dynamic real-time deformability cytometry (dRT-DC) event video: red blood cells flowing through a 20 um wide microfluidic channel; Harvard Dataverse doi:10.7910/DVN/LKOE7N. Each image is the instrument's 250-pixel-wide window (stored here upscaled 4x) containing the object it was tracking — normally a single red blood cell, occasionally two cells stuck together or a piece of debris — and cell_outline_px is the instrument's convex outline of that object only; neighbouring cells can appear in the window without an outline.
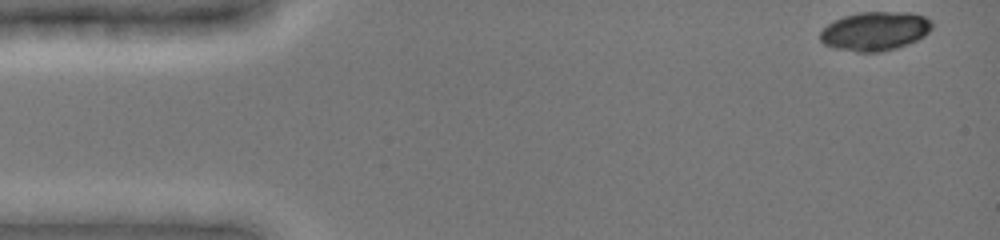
{"species": "common noctule bat (a hibernating species)", "species_latin": "Nyctalus noctula", "temperature_condition": "cold", "stored_images_in_passage": 17, "camera_frame_rate_fps": 3000, "um_per_image_px": 0.085, "animal": {"sex": "female", "body_mass_g": 19.0, "forearm_length_mm": 51.5}, "frame": {"image": 1, "passage_image": 1, "time_ms": 0.0, "image_size_px": [1000, 240], "cell_outline_px": [[932, 28], [924, 36], [908, 44], [896, 48], [880, 52], [856, 52], [832, 48], [824, 44], [820, 40], [820, 32], [828, 24], [844, 16], [860, 12], [912, 12], [924, 16], [932, 20]], "centroid_in_image_um": [74.38, 2.65], "position_along_channel_um": 10.6, "area_um2": 25.49}}
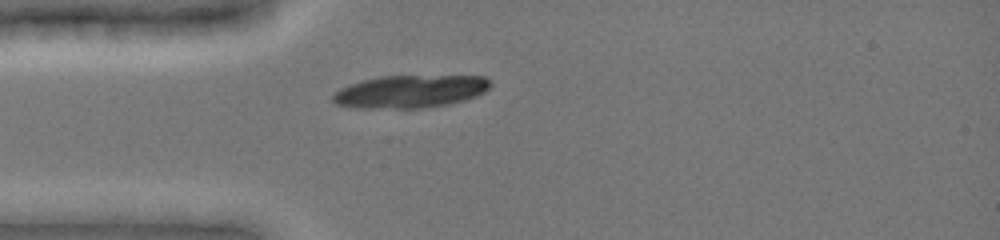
{"frame": {"image": 2, "passage_image": 12, "time_ms": 3.667, "image_size_px": [1000, 240], "cell_outline_px": [[492, 84], [484, 92], [476, 96], [464, 100], [448, 104], [424, 108], [356, 108], [336, 104], [332, 100], [332, 96], [340, 88], [348, 84], [360, 80], [380, 76], [484, 76]], "centroid_in_image_um": [34.84, 7.77], "position_along_channel_um": 50.2, "area_um2": 30.11}}
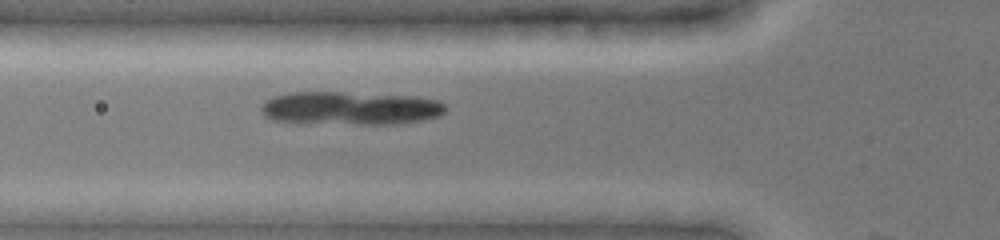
{"frame": {"image": 3, "passage_image": 16, "time_ms": 5.0, "image_size_px": [1000, 240], "cell_outline_px": [[448, 108], [440, 116], [420, 120], [396, 124], [356, 124], [272, 120], [264, 116], [260, 112], [260, 104], [276, 96], [292, 92], [340, 92], [412, 96], [436, 100], [444, 104]], "centroid_in_image_um": [29.79, 9.19], "position_along_channel_um": 96.0, "area_um2": 35.49}}